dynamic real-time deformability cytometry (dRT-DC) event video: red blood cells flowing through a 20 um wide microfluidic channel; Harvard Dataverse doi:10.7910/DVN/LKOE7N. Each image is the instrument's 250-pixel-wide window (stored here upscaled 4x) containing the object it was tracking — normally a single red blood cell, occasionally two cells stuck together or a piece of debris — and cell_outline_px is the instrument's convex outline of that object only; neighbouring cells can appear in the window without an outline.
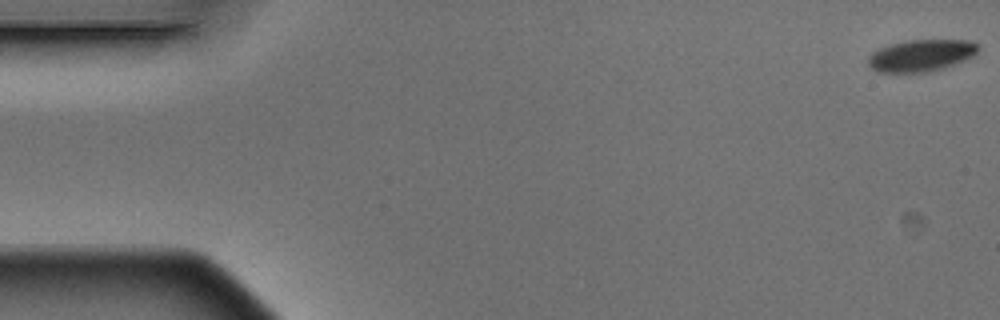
{"species": "Egyptian fruit bat (a non-hibernating species)", "species_latin": "Rousettus aegyptiacus", "temperature_condition": "warm", "stored_images_in_passage": 8, "camera_frame_rate_fps": 3000, "um_per_image_px": 0.085, "animal": {"sex": "male"}, "frame": {"image": 1, "passage_image": 1, "time_ms": 0.0, "image_size_px": [1000, 320], "cell_outline_px": [[980, 48], [976, 56], [968, 60], [944, 68], [928, 72], [876, 72], [868, 64], [868, 56], [872, 52], [880, 48], [904, 40], [972, 40], [980, 44]], "centroid_in_image_um": [78.38, 4.71], "position_along_channel_um": 6.6, "area_um2": 20.87}}
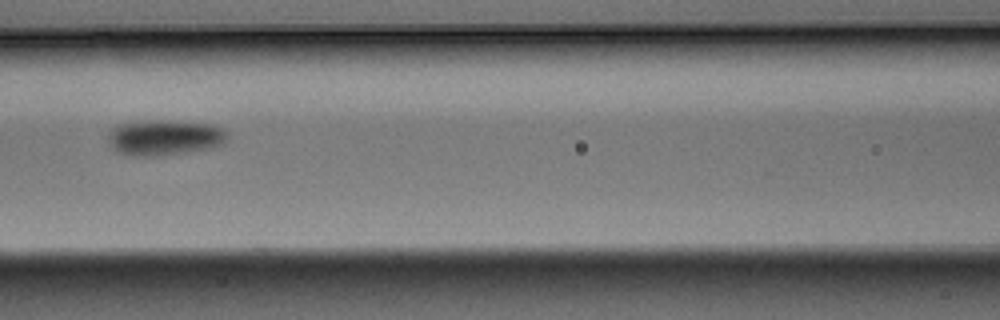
{"frame": {"image": 2, "passage_image": 7, "time_ms": 2.0, "image_size_px": [1000, 320], "cell_outline_px": [[228, 136], [224, 144], [208, 148], [160, 156], [132, 156], [120, 152], [112, 148], [108, 144], [108, 136], [112, 128], [120, 124], [144, 120], [164, 120], [208, 124], [220, 128], [228, 132]], "centroid_in_image_um": [13.95, 11.69], "position_along_channel_um": 152.6, "area_um2": 24.62}}
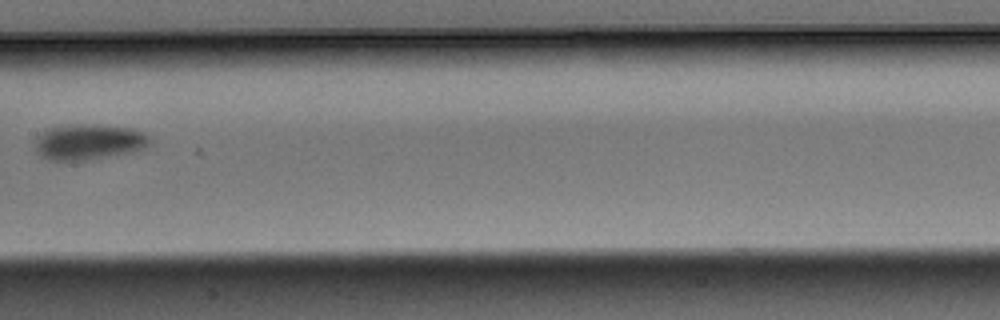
{"frame": {"image": 3, "passage_image": 8, "time_ms": 2.333, "image_size_px": [1000, 320], "cell_outline_px": [[148, 144], [144, 148], [84, 160], [48, 160], [36, 152], [36, 140], [48, 128], [76, 124], [96, 124], [132, 128], [144, 132], [148, 136]], "centroid_in_image_um": [7.52, 12.04], "position_along_channel_um": 199.9, "area_um2": 23.18}}